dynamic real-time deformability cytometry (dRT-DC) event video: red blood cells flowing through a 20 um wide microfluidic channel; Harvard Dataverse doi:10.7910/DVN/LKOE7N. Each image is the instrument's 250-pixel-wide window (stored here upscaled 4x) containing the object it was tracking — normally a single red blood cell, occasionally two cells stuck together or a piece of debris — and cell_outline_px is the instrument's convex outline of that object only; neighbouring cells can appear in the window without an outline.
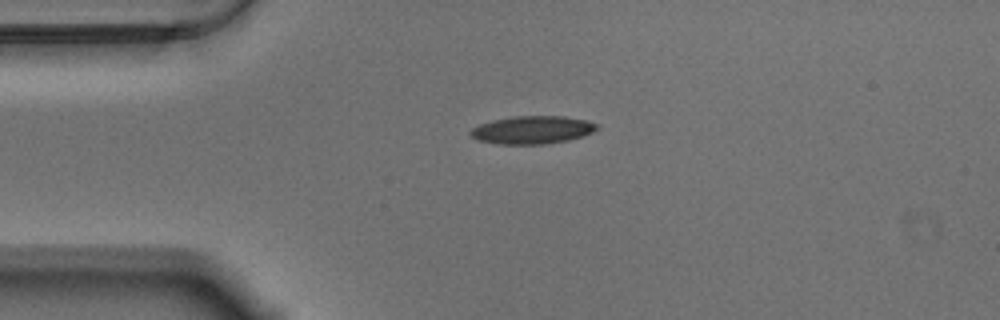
{"species": "Egyptian fruit bat (a non-hibernating species)", "species_latin": "Rousettus aegyptiacus", "temperature_condition": "warm", "stored_images_in_passage": 45, "camera_frame_rate_fps": 3000, "um_per_image_px": 0.085, "animal": {"sex": "male"}, "frame": {"image": 1, "passage_image": 1, "time_ms": 0.0, "image_size_px": [1000, 320], "cell_outline_px": [[600, 128], [592, 132], [568, 140], [544, 144], [500, 144], [476, 140], [468, 132], [472, 128], [480, 124], [492, 120], [516, 116], [564, 116], [588, 120], [600, 124]], "centroid_in_image_um": [45.26, 11.03], "position_along_channel_um": 39.7, "area_um2": 20.63}}
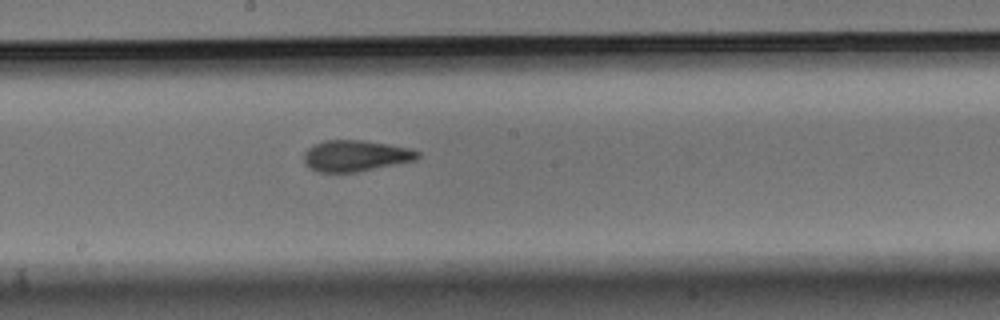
{"frame": {"image": 2, "passage_image": 18, "time_ms": 5.667, "image_size_px": [1000, 320], "cell_outline_px": [[420, 156], [416, 160], [356, 172], [320, 172], [308, 168], [304, 160], [304, 152], [308, 148], [324, 140], [364, 140], [412, 148], [420, 152]], "centroid_in_image_um": [30.24, 13.24], "position_along_channel_um": 218.0, "area_um2": 20.69}}
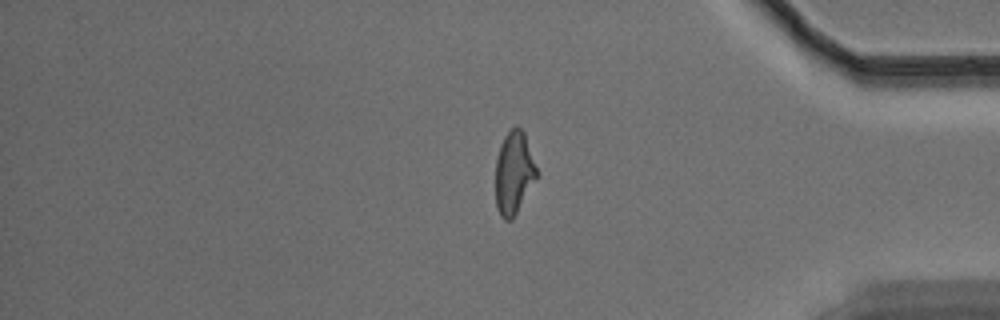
{"frame": {"image": 3, "passage_image": 35, "time_ms": 11.333, "image_size_px": [1000, 320], "cell_outline_px": [[540, 176], [512, 220], [504, 220], [500, 216], [496, 208], [496, 160], [500, 144], [504, 136], [516, 124], [524, 132], [540, 172]], "centroid_in_image_um": [43.72, 14.7], "position_along_channel_um": 391.5, "area_um2": 20.52}, "authors_computed_cell_mechanics": {"area_um2": 20.4612, "velocity_mm_per_s": 3.5296, "shape_relaxation_time_tau1_ms": 6.4953, "shape_relaxation_time_tau2_ms": 1.6904, "deformation_change_tau1": 0.211, "deformation_change_tau2": 0.0983}}